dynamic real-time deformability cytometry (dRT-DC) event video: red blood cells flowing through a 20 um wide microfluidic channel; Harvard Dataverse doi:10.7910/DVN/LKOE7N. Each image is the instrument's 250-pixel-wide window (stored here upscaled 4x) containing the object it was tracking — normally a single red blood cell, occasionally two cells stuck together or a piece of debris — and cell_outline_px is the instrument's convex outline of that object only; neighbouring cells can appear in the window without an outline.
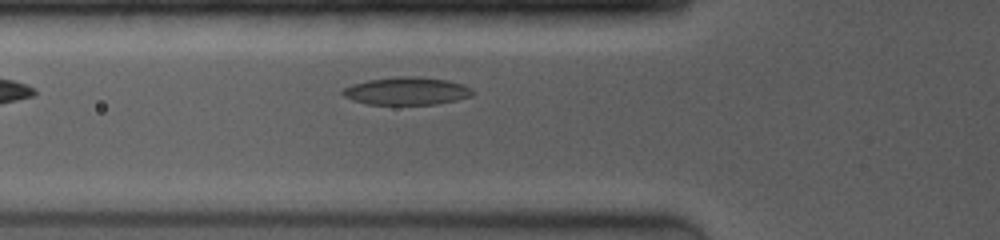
{"species": "common noctule bat (a hibernating species)", "species_latin": "Nyctalus noctula", "temperature_condition": "room temperature", "stored_images_in_passage": 14, "camera_frame_rate_fps": 4000, "um_per_image_px": 0.085, "animal": {"sex": "female", "body_mass_g": 19.0, "forearm_length_mm": 53.3}, "frame": {"image": 1, "passage_image": 2, "time_ms": 0.75, "image_size_px": [1000, 240], "cell_outline_px": [[472, 96], [456, 100], [436, 104], [368, 104], [352, 100], [344, 96], [340, 92], [344, 88], [368, 80], [408, 76], [412, 76], [448, 80], [472, 88]], "centroid_in_image_um": [34.57, 7.75], "position_along_channel_um": 91.2, "area_um2": 20.58}}
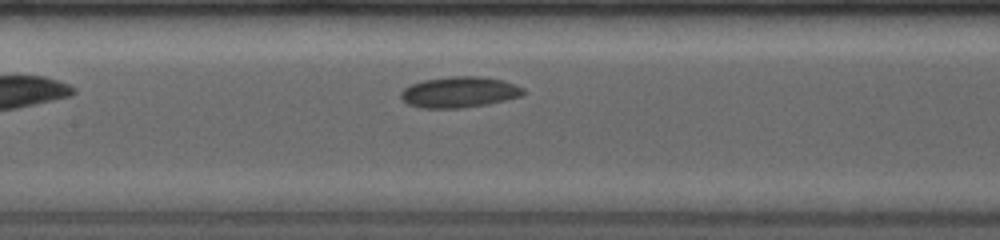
{"frame": {"image": 2, "passage_image": 9, "time_ms": 2.75, "image_size_px": [1000, 240], "cell_outline_px": [[524, 92], [520, 96], [488, 104], [460, 108], [420, 108], [408, 104], [400, 96], [404, 88], [412, 84], [424, 80], [452, 76], [480, 76], [504, 80], [516, 84], [524, 88]], "centroid_in_image_um": [39.06, 7.83], "position_along_channel_um": 168.3, "area_um2": 21.96}}
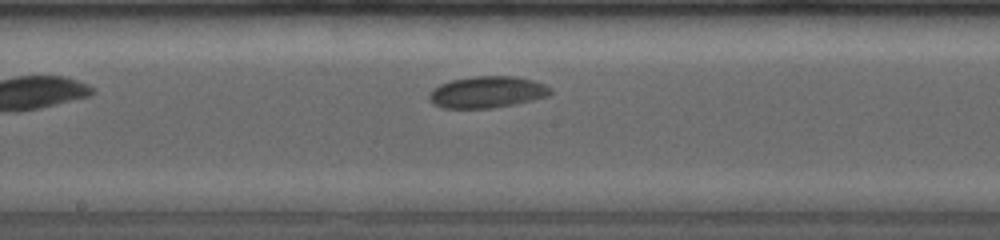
{"frame": {"image": 3, "passage_image": 13, "time_ms": 3.75, "image_size_px": [1000, 240], "cell_outline_px": [[552, 92], [548, 96], [532, 100], [492, 108], [444, 108], [436, 104], [428, 96], [440, 84], [452, 80], [472, 76], [512, 76], [532, 80], [544, 84], [552, 88]], "centroid_in_image_um": [41.45, 7.82], "position_along_channel_um": 206.7, "area_um2": 21.96}}